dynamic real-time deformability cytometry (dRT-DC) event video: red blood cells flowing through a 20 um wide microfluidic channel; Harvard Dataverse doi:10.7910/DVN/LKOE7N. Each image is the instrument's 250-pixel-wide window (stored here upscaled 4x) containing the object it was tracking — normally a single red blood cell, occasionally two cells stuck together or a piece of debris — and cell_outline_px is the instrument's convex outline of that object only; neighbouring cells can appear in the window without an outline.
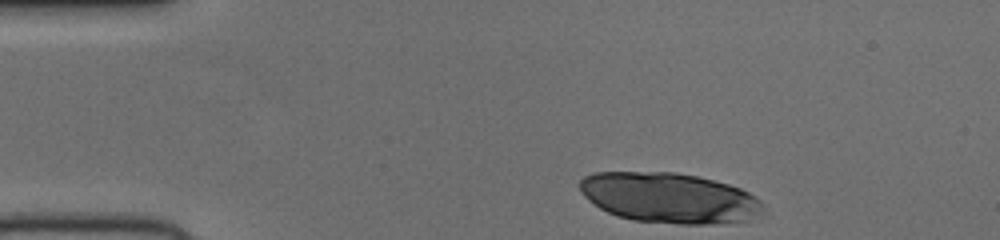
{"species": "human", "species_latin": "Homo sapiens", "temperature_condition": "cold", "stored_images_in_passage": 36, "segment_of_instrument_passage": [1, 2], "camera_frame_rate_fps": 3000, "um_per_image_px": 0.085, "donor": {"sex": "female"}, "frame": {"image": 1, "passage_image": 1, "time_ms": 0.0, "image_size_px": [1000, 240], "cell_outline_px": [[768, 208], [744, 220], [708, 224], [680, 224], [632, 220], [616, 216], [600, 208], [588, 200], [580, 192], [580, 180], [584, 176], [596, 172], [676, 172], [696, 176], [728, 184], [740, 188], [748, 192], [760, 200]], "centroid_in_image_um": [56.86, 16.81], "position_along_channel_um": 28.1, "area_um2": 53.58}}